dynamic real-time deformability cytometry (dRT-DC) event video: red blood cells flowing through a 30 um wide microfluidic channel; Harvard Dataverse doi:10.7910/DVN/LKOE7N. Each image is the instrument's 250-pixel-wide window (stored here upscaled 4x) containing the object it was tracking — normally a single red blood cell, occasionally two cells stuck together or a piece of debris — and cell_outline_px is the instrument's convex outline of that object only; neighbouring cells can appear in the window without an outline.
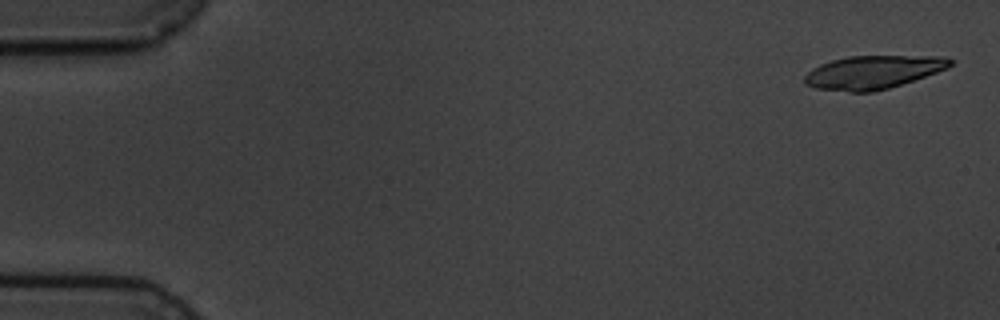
{"species": "common noctule bat (a hibernating species)", "species_latin": "Nyctalus noctula", "temperature_condition": "cold", "stored_images_in_passage": 5, "camera_frame_rate_fps": 3000, "um_per_image_px": 0.085, "animal": {"sex": "male", "body_mass_g": 19.5, "forearm_length_mm": 54.6}, "frame": {"image": 1, "passage_image": 1, "time_ms": 0.0, "image_size_px": [1000, 320], "cell_outline_px": [[956, 60], [948, 68], [888, 88], [872, 92], [848, 92], [816, 88], [804, 84], [804, 76], [812, 68], [820, 64], [832, 60], [848, 56], [940, 56]], "centroid_in_image_um": [74.18, 6.13], "position_along_channel_um": 10.8, "area_um2": 28.15}}